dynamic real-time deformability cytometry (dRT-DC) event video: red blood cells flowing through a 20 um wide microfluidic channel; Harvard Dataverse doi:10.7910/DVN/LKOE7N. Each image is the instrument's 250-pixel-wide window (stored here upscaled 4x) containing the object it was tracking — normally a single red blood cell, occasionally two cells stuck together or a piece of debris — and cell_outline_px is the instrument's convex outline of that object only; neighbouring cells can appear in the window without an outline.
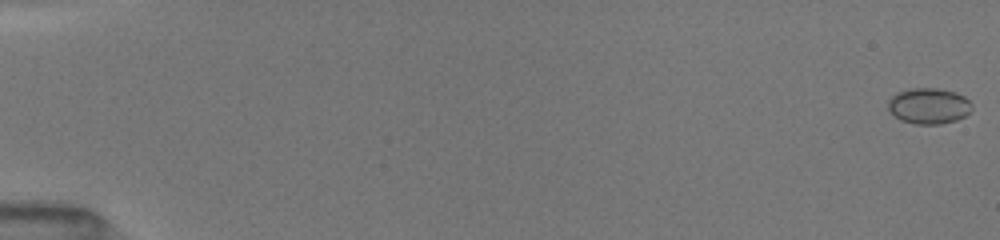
{"species": "common noctule bat (a hibernating species)", "species_latin": "Nyctalus noctula", "temperature_condition": "room temperature", "stored_images_in_passage": 52, "camera_frame_rate_fps": 3000, "um_per_image_px": 0.085, "animal": {"sex": "female", "body_mass_g": 19.5, "forearm_length_mm": 54.1}, "frame": {"image": 1, "passage_image": 1, "time_ms": 0.0, "image_size_px": [1000, 240], "cell_outline_px": [[972, 108], [964, 116], [956, 120], [940, 124], [916, 124], [900, 120], [888, 108], [888, 100], [896, 92], [912, 88], [940, 88], [956, 92], [964, 96], [972, 104]], "centroid_in_image_um": [78.95, 8.99], "position_along_channel_um": 6.1, "area_um2": 17.51}}
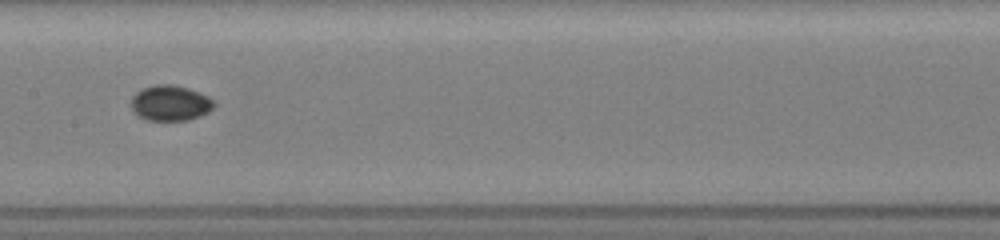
{"frame": {"image": 2, "passage_image": 28, "time_ms": 9.0, "image_size_px": [1000, 240], "cell_outline_px": [[216, 104], [208, 112], [200, 116], [188, 120], [144, 120], [132, 108], [132, 96], [136, 92], [144, 88], [156, 84], [172, 84], [188, 88], [200, 92], [208, 96]], "centroid_in_image_um": [14.5, 8.75], "position_along_channel_um": 192.9, "area_um2": 17.05}}
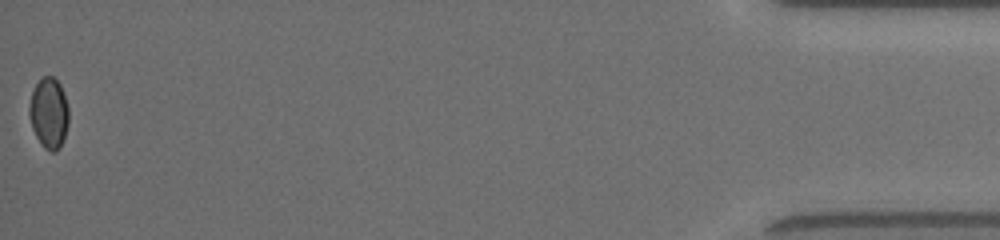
{"frame": {"image": 3, "passage_image": 52, "time_ms": 17.0, "image_size_px": [1000, 240], "cell_outline_px": [[68, 124], [60, 148], [56, 152], [52, 152], [44, 148], [36, 136], [32, 128], [28, 112], [28, 108], [32, 92], [36, 84], [44, 76], [52, 76], [60, 84], [68, 108]], "centroid_in_image_um": [4.14, 9.63], "position_along_channel_um": 431.1, "area_um2": 16.13}, "authors_computed_cell_mechanics": {"area_um2": 16.3863, "velocity_mm_per_s": 4.0622, "shape_relaxation_time_tau1_ms": 5.8531, "shape_relaxation_time_tau2_ms": 3.5907, "deformation_change_tau1": 0.0671, "deformation_change_tau2": 0.0266}}